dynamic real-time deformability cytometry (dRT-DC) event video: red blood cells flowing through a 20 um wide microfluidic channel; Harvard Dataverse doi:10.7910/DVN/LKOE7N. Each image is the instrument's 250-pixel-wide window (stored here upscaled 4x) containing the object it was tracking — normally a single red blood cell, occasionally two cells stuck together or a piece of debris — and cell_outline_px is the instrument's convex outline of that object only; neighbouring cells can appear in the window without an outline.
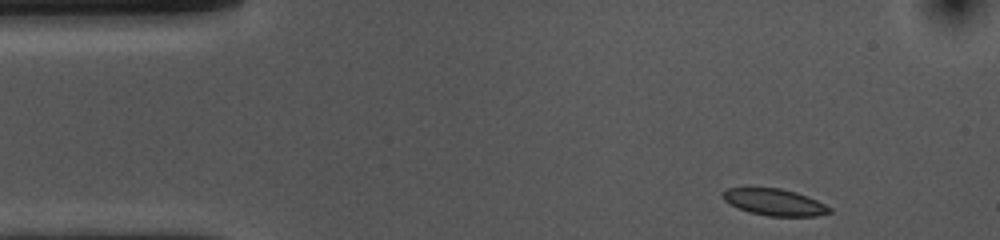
{"species": "common noctule bat (a hibernating species)", "species_latin": "Nyctalus noctula", "temperature_condition": "cold", "stored_images_in_passage": 41, "camera_frame_rate_fps": 3000, "um_per_image_px": 0.085, "animal": {"sex": "female", "body_mass_g": 10.0, "forearm_length_mm": 53.1}, "frame": {"image": 1, "passage_image": 1, "time_ms": 0.0, "image_size_px": [1000, 240], "cell_outline_px": [[832, 212], [816, 216], [768, 216], [748, 212], [724, 200], [720, 196], [720, 192], [728, 188], [780, 188], [796, 192], [808, 196], [832, 208]], "centroid_in_image_um": [65.83, 17.18], "position_along_channel_um": 19.2, "area_um2": 16.59}}
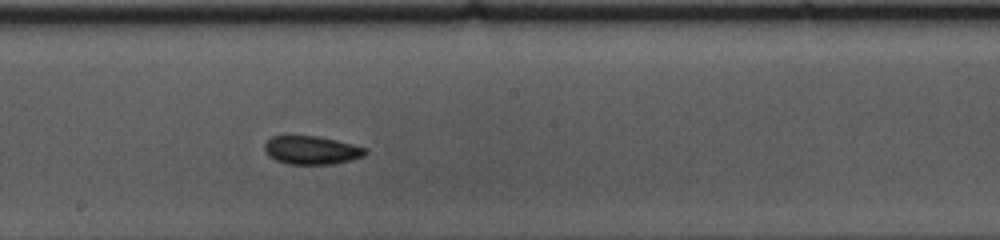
{"frame": {"image": 2, "passage_image": 23, "time_ms": 7.333, "image_size_px": [1000, 240], "cell_outline_px": [[368, 152], [364, 156], [352, 160], [332, 164], [288, 164], [276, 160], [268, 156], [264, 152], [264, 144], [272, 136], [316, 136], [336, 140], [352, 144], [364, 148]], "centroid_in_image_um": [26.46, 12.77], "position_along_channel_um": 221.7, "area_um2": 16.65}}
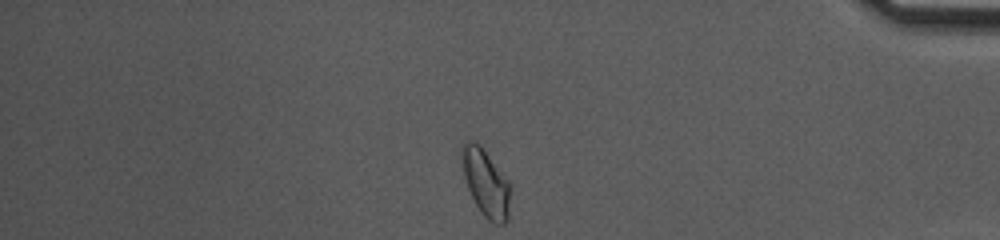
{"frame": {"image": 3, "passage_image": 40, "time_ms": 13.0, "image_size_px": [1000, 240], "cell_outline_px": [[508, 220], [504, 224], [496, 224], [488, 220], [480, 212], [468, 188], [464, 176], [460, 148], [460, 144], [464, 140], [472, 140], [480, 144], [508, 180]], "centroid_in_image_um": [41.25, 15.49], "position_along_channel_um": 394.0, "area_um2": 18.79}, "authors_computed_cell_mechanics": {"area_um2": 17.34, "velocity_mm_per_s": 3.6748, "shape_relaxation_time_tau1_ms": 3.2069, "shape_relaxation_time_tau2_ms": 3.9493, "deformation_change_tau1": 0.0858, "deformation_change_tau2": 0.0818}}